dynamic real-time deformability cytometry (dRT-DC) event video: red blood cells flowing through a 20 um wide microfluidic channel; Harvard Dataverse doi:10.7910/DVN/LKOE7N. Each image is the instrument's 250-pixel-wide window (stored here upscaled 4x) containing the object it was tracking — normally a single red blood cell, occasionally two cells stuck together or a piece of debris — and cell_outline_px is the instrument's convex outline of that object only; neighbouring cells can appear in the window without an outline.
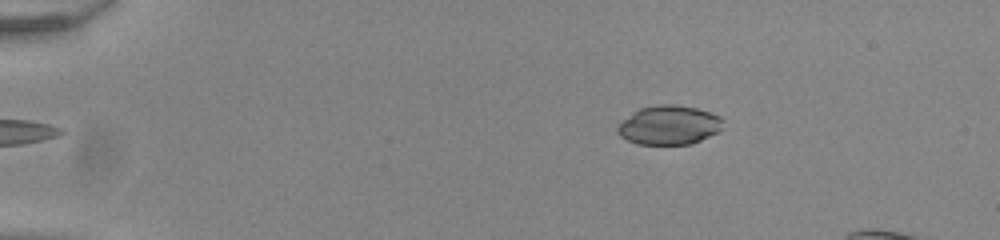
{"species": "common noctule bat (a hibernating species)", "species_latin": "Nyctalus noctula", "temperature_condition": "room temperature", "stored_images_in_passage": 43, "camera_frame_rate_fps": 3000, "um_per_image_px": 0.085, "animal": {"sex": "male", "body_mass_g": 20.0, "forearm_length_mm": 53.3}, "frame": {"image": 1, "passage_image": 2, "time_ms": 0.333, "image_size_px": [1000, 240], "cell_outline_px": [[724, 120], [720, 128], [716, 132], [692, 144], [636, 144], [620, 136], [616, 132], [616, 128], [632, 112], [640, 108], [656, 104], [676, 104], [696, 108], [720, 116]], "centroid_in_image_um": [56.84, 10.62], "position_along_channel_um": 28.2, "area_um2": 23.93}}
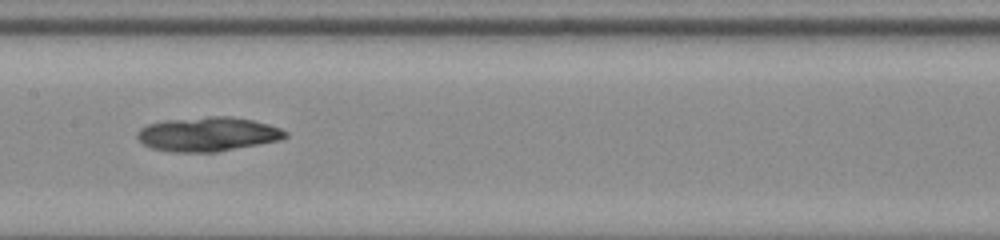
{"frame": {"image": 2, "passage_image": 21, "time_ms": 6.667, "image_size_px": [1000, 240], "cell_outline_px": [[288, 136], [280, 140], [216, 152], [176, 152], [152, 148], [144, 144], [136, 136], [136, 132], [140, 128], [148, 124], [164, 120], [208, 116], [232, 116], [252, 120], [268, 124], [280, 128], [288, 132]], "centroid_in_image_um": [17.67, 11.39], "position_along_channel_um": 189.7, "area_um2": 29.59}}
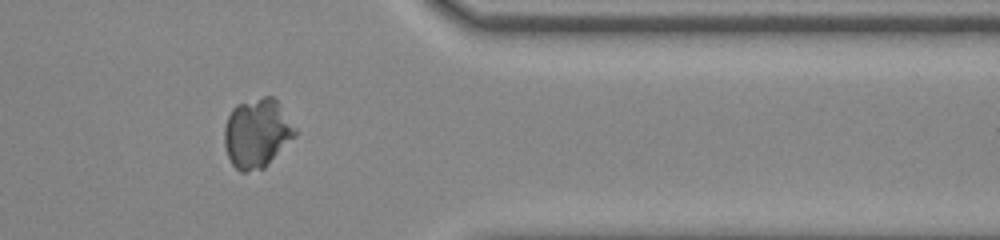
{"frame": {"image": 3, "passage_image": 37, "time_ms": 12.0, "image_size_px": [1000, 240], "cell_outline_px": [[296, 136], [264, 168], [244, 172], [240, 172], [232, 164], [228, 156], [224, 144], [224, 128], [228, 116], [232, 108], [236, 104], [264, 96], [272, 96], [280, 104], [296, 128]], "centroid_in_image_um": [21.84, 11.31], "position_along_channel_um": 389.6, "area_um2": 28.55}}